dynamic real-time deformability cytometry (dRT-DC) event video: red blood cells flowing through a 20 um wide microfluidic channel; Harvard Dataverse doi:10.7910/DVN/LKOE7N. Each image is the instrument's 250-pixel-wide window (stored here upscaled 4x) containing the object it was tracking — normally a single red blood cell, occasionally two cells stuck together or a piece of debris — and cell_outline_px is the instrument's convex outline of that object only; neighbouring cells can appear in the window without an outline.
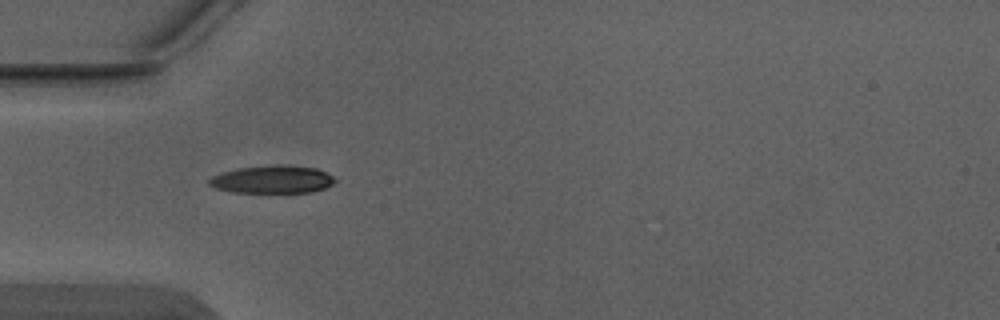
{"species": "Egyptian fruit bat (a non-hibernating species)", "species_latin": "Rousettus aegyptiacus", "temperature_condition": "warm", "stored_images_in_passage": 4, "camera_frame_rate_fps": 3000, "um_per_image_px": 0.085, "animal": {"sex": "male"}, "frame": {"image": 1, "passage_image": 4, "time_ms": 1.0, "image_size_px": [1000, 320], "cell_outline_px": [[336, 180], [332, 184], [324, 188], [312, 192], [232, 192], [216, 188], [208, 184], [208, 180], [212, 176], [224, 172], [240, 168], [284, 164], [316, 168], [332, 176]], "centroid_in_image_um": [23.16, 15.25], "position_along_channel_um": 61.8, "area_um2": 20.11}}